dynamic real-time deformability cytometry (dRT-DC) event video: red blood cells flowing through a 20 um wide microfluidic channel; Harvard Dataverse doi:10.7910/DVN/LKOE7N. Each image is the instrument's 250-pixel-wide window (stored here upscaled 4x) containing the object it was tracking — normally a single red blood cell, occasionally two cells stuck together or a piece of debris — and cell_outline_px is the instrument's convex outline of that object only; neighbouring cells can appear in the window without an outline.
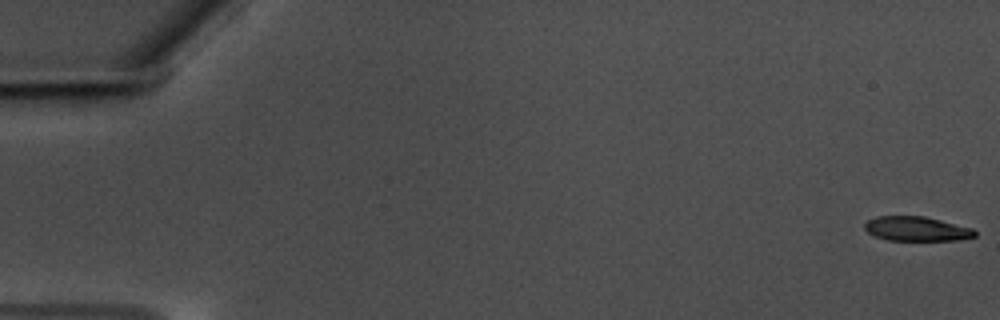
{"species": "common noctule bat (a hibernating species)", "species_latin": "Nyctalus noctula", "temperature_condition": "warm", "stored_images_in_passage": 18, "camera_frame_rate_fps": 3000, "um_per_image_px": 0.085, "animal": {"sex": "male", "body_mass_g": 17.5, "forearm_length_mm": 52.3}, "frame": {"image": 1, "passage_image": 1, "time_ms": 0.0, "image_size_px": [1000, 320], "cell_outline_px": [[976, 236], [960, 240], [888, 240], [872, 236], [864, 228], [864, 224], [868, 220], [876, 216], [924, 216], [972, 228], [976, 232]], "centroid_in_image_um": [77.88, 19.45], "position_along_channel_um": 7.1, "area_um2": 15.72}}
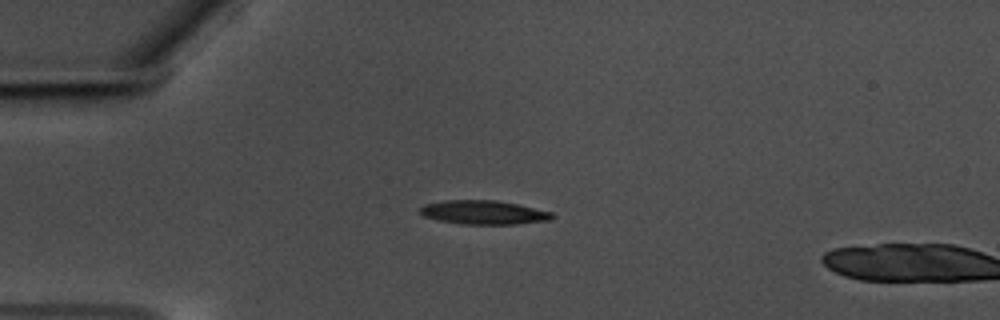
{"frame": {"image": 2, "passage_image": 16, "time_ms": 5.0, "image_size_px": [1000, 320], "cell_outline_px": [[556, 216], [552, 220], [516, 224], [460, 224], [440, 220], [424, 216], [420, 212], [420, 208], [424, 204], [444, 200], [496, 200], [516, 204], [552, 212]], "centroid_in_image_um": [41.13, 18.05], "position_along_channel_um": 43.9, "area_um2": 18.38}}